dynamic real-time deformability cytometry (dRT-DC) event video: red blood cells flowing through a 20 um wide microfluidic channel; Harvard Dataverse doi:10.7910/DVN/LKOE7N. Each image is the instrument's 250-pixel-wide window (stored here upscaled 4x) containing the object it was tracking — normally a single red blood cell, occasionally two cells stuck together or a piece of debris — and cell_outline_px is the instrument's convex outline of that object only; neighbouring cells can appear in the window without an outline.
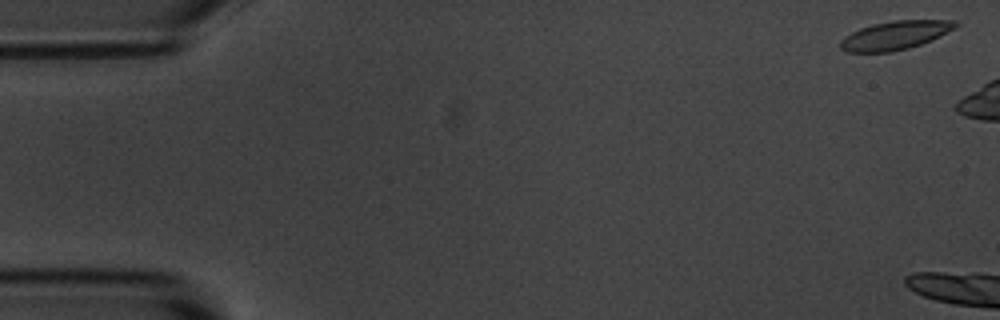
{"species": "common noctule bat (a hibernating species)", "species_latin": "Nyctalus noctula", "temperature_condition": "room temperature", "stored_images_in_passage": 6, "camera_frame_rate_fps": 3000, "um_per_image_px": 0.085, "animal": {"sex": "male", "body_mass_g": 20.1, "forearm_length_mm": 53.5}, "frame": {"image": 1, "passage_image": 2, "time_ms": 0.333, "image_size_px": [1000, 320], "cell_outline_px": [[960, 24], [956, 28], [932, 40], [908, 48], [892, 52], [848, 52], [840, 48], [840, 40], [844, 36], [860, 28], [872, 24], [892, 20], [956, 20]], "centroid_in_image_um": [76.1, 2.99], "position_along_channel_um": 8.9, "area_um2": 19.36}}